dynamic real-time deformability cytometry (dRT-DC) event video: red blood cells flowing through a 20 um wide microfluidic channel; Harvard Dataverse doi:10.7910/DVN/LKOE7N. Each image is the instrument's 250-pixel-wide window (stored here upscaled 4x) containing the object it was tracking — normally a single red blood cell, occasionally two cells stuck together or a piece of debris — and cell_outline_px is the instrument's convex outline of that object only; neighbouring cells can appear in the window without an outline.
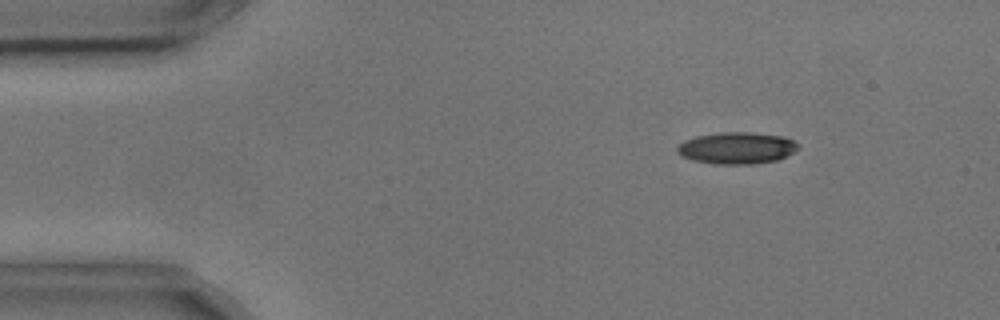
{"species": "common noctule bat (a hibernating species)", "species_latin": "Nyctalus noctula", "temperature_condition": "cold", "stored_images_in_passage": 4, "camera_frame_rate_fps": 3000, "um_per_image_px": 0.085, "animal": {"sex": "male", "body_mass_g": 17.9, "forearm_length_mm": 54.2}, "frame": {"image": 1, "passage_image": 1, "time_ms": 0.0, "image_size_px": [1000, 320], "cell_outline_px": [[796, 148], [792, 152], [776, 160], [756, 164], [716, 164], [692, 160], [680, 156], [676, 152], [676, 148], [684, 140], [696, 136], [724, 132], [752, 132], [784, 136], [792, 140], [796, 144]], "centroid_in_image_um": [62.56, 12.58], "position_along_channel_um": 22.4, "area_um2": 22.25}}